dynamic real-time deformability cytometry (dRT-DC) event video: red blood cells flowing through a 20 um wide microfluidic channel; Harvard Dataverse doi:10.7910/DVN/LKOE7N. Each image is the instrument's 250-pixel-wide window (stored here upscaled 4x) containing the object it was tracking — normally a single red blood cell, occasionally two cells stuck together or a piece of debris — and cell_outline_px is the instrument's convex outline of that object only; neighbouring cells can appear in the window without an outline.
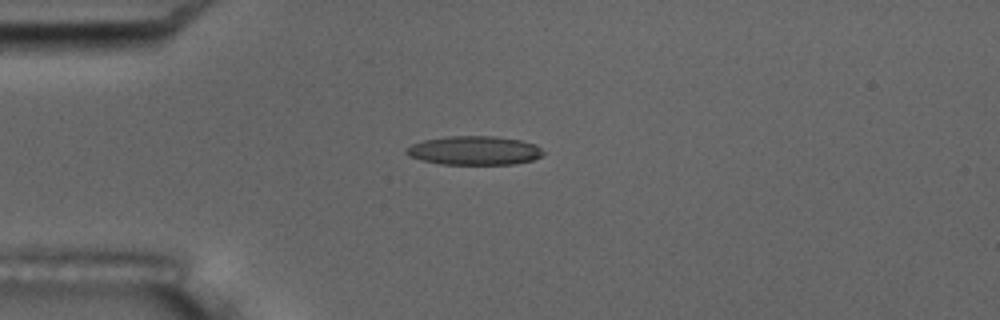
{"species": "common noctule bat (a hibernating species)", "species_latin": "Nyctalus noctula", "temperature_condition": "room temperature", "stored_images_in_passage": 3, "camera_frame_rate_fps": 3000, "um_per_image_px": 0.085, "animal": {"sex": "male", "body_mass_g": 17.5, "forearm_length_mm": 52.3}, "frame": {"image": 1, "passage_image": 3, "time_ms": 3.0, "image_size_px": [1000, 320], "cell_outline_px": [[544, 152], [540, 156], [532, 160], [516, 164], [440, 164], [420, 160], [408, 156], [404, 152], [404, 148], [412, 144], [424, 140], [448, 136], [496, 136], [520, 140], [536, 144]], "centroid_in_image_um": [40.28, 12.79], "position_along_channel_um": 44.7, "area_um2": 23.18}}